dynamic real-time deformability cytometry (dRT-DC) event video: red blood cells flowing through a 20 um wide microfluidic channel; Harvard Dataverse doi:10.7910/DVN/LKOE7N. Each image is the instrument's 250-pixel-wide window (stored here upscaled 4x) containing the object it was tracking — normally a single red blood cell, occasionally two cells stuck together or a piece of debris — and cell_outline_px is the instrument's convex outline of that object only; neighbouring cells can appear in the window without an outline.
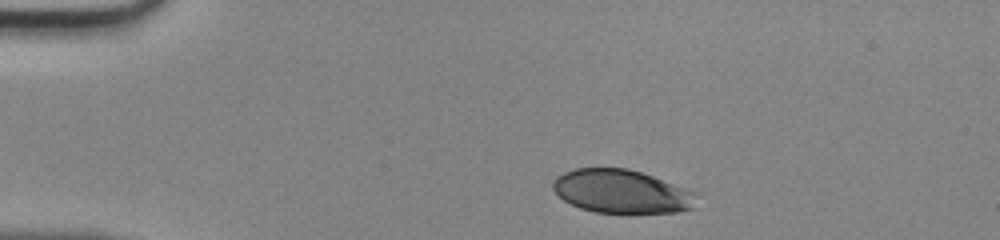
{"species": "human", "species_latin": "Homo sapiens", "temperature_condition": "room temperature", "stored_images_in_passage": 34, "camera_frame_rate_fps": 3000, "um_per_image_px": 0.085, "donor": {"sex": "male"}, "frame": {"image": 1, "passage_image": 1, "time_ms": 0.0, "image_size_px": [1000, 240], "cell_outline_px": [[696, 192], [692, 208], [676, 212], [596, 212], [580, 208], [564, 200], [552, 188], [552, 180], [556, 176], [564, 172], [576, 168], [628, 168], [652, 176]], "centroid_in_image_um": [52.78, 16.26], "position_along_channel_um": 32.2, "area_um2": 35.89}}
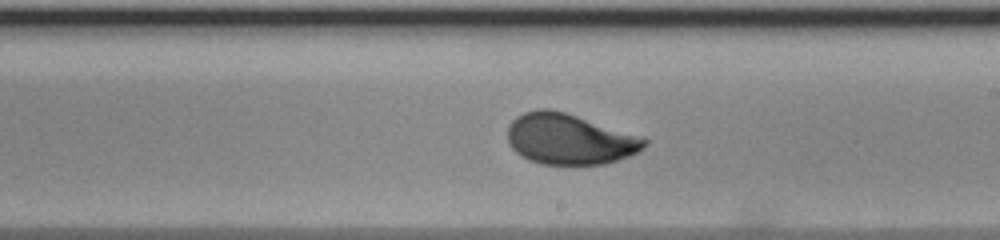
{"frame": {"image": 2, "passage_image": 20, "time_ms": 6.333, "image_size_px": [1000, 240], "cell_outline_px": [[648, 144], [640, 152], [604, 164], [544, 164], [528, 160], [520, 156], [508, 144], [508, 124], [516, 116], [524, 112], [540, 108], [548, 108], [564, 112], [644, 136], [648, 140]], "centroid_in_image_um": [48.42, 11.82], "position_along_channel_um": 240.6, "area_um2": 40.75}}
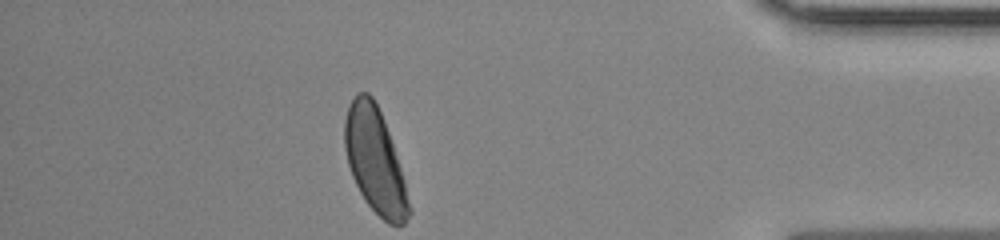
{"frame": {"image": 3, "passage_image": 34, "time_ms": 11.0, "image_size_px": [1000, 240], "cell_outline_px": [[412, 212], [404, 224], [388, 224], [364, 200], [352, 176], [348, 164], [344, 148], [344, 120], [348, 104], [356, 92], [368, 92], [372, 96], [384, 120], [400, 168]], "centroid_in_image_um": [31.84, 13.63], "position_along_channel_um": 403.4, "area_um2": 38.9}}